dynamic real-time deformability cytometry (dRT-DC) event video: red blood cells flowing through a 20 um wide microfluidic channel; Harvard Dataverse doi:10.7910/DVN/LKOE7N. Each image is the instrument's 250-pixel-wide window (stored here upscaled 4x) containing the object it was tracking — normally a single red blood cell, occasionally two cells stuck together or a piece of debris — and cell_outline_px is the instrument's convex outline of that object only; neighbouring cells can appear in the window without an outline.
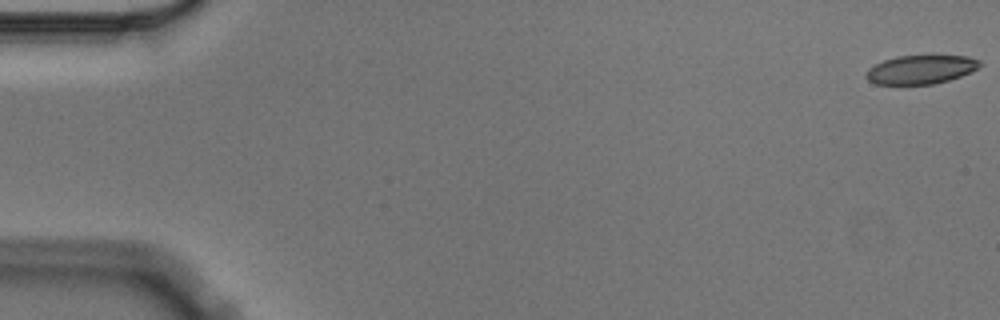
{"species": "Egyptian fruit bat (a non-hibernating species)", "species_latin": "Rousettus aegyptiacus", "temperature_condition": "cold", "stored_images_in_passage": 5, "camera_frame_rate_fps": 3000, "um_per_image_px": 0.085, "animal": {"sex": "male"}, "frame": {"image": 1, "passage_image": 1, "time_ms": 0.0, "image_size_px": [1000, 320], "cell_outline_px": [[984, 64], [960, 76], [948, 80], [932, 84], [876, 84], [868, 80], [864, 76], [868, 68], [884, 60], [896, 56], [932, 52], [968, 56], [980, 60]], "centroid_in_image_um": [78.3, 5.84], "position_along_channel_um": 6.7, "area_um2": 19.94}}
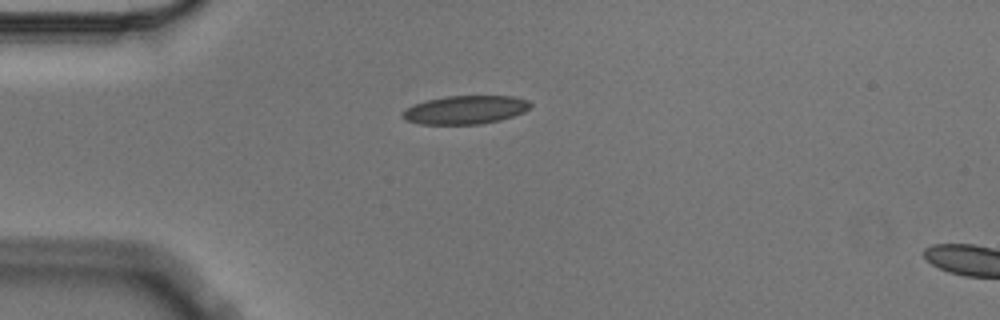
{"frame": {"image": 2, "passage_image": 4, "time_ms": 1.0, "image_size_px": [1000, 320], "cell_outline_px": [[532, 104], [524, 112], [500, 120], [480, 124], [420, 124], [404, 120], [400, 116], [404, 108], [412, 104], [428, 100], [448, 96], [512, 96], [528, 100]], "centroid_in_image_um": [39.5, 9.34], "position_along_channel_um": 45.5, "area_um2": 21.27}}